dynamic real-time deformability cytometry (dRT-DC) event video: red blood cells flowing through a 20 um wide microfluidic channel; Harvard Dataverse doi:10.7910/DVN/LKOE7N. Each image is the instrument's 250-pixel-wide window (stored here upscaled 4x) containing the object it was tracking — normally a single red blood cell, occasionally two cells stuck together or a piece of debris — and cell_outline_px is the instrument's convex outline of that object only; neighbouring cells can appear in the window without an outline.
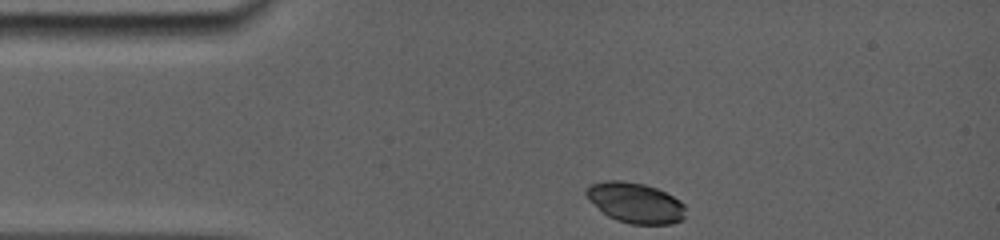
{"species": "common noctule bat (a hibernating species)", "species_latin": "Nyctalus noctula", "temperature_condition": "room temperature", "stored_images_in_passage": 40, "camera_frame_rate_fps": 5000, "um_per_image_px": 0.085, "animal": {"sex": "female", "body_mass_g": 19.0, "forearm_length_mm": 56.7}, "frame": {"image": 1, "passage_image": 1, "time_ms": 0.0, "image_size_px": [1000, 240], "cell_outline_px": [[684, 220], [672, 224], [632, 224], [616, 220], [600, 212], [584, 196], [584, 188], [592, 184], [608, 180], [620, 180], [644, 184], [656, 188], [680, 200], [684, 204]], "centroid_in_image_um": [53.95, 17.24], "position_along_channel_um": 31.0, "area_um2": 23.64}}
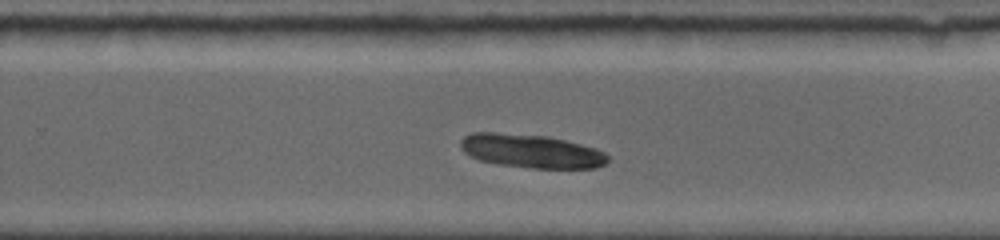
{"frame": {"image": 2, "passage_image": 23, "time_ms": 7.8, "image_size_px": [1000, 240], "cell_outline_px": [[608, 160], [604, 164], [596, 168], [528, 168], [496, 164], [480, 160], [464, 152], [460, 148], [460, 140], [464, 136], [472, 132], [496, 132], [548, 136], [596, 148], [604, 152], [608, 156]], "centroid_in_image_um": [45.12, 12.84], "position_along_channel_um": 284.7, "area_um2": 28.96}}
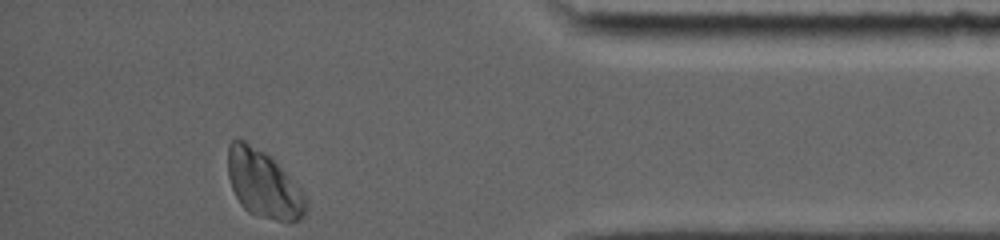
{"frame": {"image": 3, "passage_image": 40, "time_ms": 11.8, "image_size_px": [1000, 240], "cell_outline_px": [[308, 208], [304, 216], [300, 220], [288, 224], [260, 216], [248, 212], [240, 204], [232, 188], [228, 176], [228, 144], [232, 140], [244, 140], [264, 152], [304, 192], [308, 204]], "centroid_in_image_um": [22.42, 15.71], "position_along_channel_um": 412.8, "area_um2": 30.58}, "authors_computed_cell_mechanics": {"area_um2": 28.611, "velocity_mm_per_s": 3.7666, "shape_relaxation_time_tau1_ms": 0.2477, "shape_relaxation_time_tau2_ms": 6.2416, "deformation_change_tau1": null, "deformation_change_tau2": 0.0461}}